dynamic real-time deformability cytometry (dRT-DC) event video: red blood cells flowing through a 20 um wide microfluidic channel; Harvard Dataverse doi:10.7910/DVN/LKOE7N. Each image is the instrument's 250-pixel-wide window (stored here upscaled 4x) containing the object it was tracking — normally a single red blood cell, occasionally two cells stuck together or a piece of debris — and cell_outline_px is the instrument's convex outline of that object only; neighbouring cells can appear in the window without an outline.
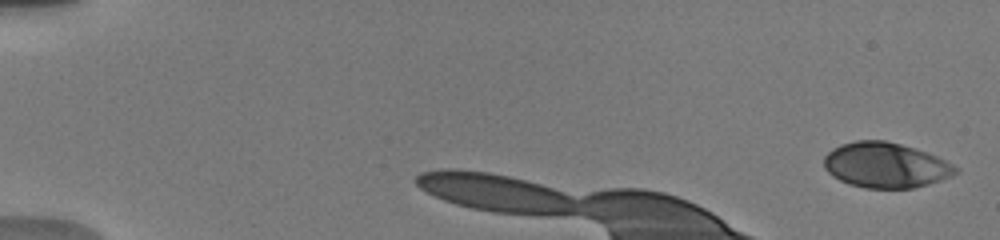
{"species": "human", "species_latin": "Homo sapiens", "temperature_condition": "warm", "stored_images_in_passage": 4, "camera_frame_rate_fps": 3000, "um_per_image_px": 0.085, "donor": {"sex": "male"}, "frame": {"image": 1, "passage_image": 1, "time_ms": 0.0, "image_size_px": [1000, 240], "cell_outline_px": [[960, 172], [952, 176], [928, 184], [912, 188], [864, 188], [848, 184], [832, 176], [824, 168], [824, 156], [832, 148], [840, 144], [856, 140], [884, 140], [900, 144], [936, 156], [960, 168]], "centroid_in_image_um": [75.25, 14.04], "position_along_channel_um": 9.7, "area_um2": 34.74}}
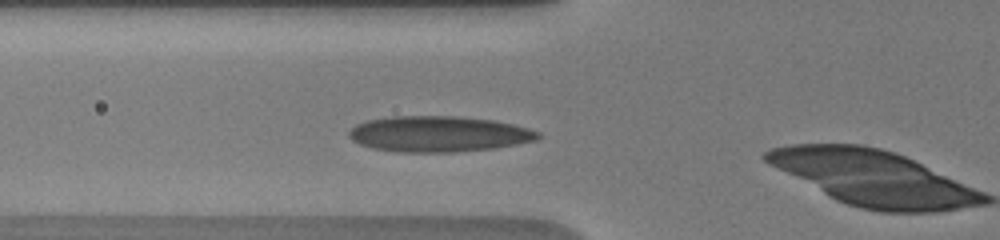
{"frame": {"image": 2, "passage_image": 3, "time_ms": 2.333, "image_size_px": [1000, 240], "cell_outline_px": [[544, 136], [536, 140], [496, 148], [456, 152], [396, 152], [372, 148], [360, 144], [352, 140], [348, 136], [348, 132], [356, 124], [368, 120], [392, 116], [460, 116], [496, 120], [528, 128], [540, 132]], "centroid_in_image_um": [37.31, 11.39], "position_along_channel_um": 88.5, "area_um2": 39.77}}